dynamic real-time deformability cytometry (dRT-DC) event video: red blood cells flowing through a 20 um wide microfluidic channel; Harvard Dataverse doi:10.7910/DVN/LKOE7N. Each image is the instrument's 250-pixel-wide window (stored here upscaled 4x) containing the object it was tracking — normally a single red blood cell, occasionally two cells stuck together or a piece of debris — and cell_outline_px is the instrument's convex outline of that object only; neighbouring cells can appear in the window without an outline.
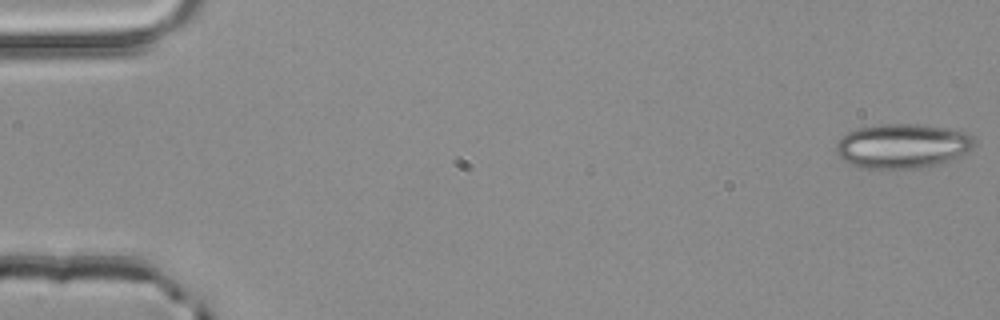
{"species": "common noctule bat (a hibernating species)", "species_latin": "Nyctalus noctula", "temperature_condition": "room temperature", "stored_images_in_passage": 17, "camera_frame_rate_fps": 3000, "um_per_image_px": 0.085, "animal": {"sex": "male", "body_mass_g": 20.4}, "frame": {"image": 1, "passage_image": 1, "time_ms": 0.0, "image_size_px": [1000, 320], "cell_outline_px": [[976, 140], [972, 148], [956, 156], [936, 164], [920, 168], [860, 168], [848, 164], [836, 152], [836, 144], [840, 136], [856, 128], [880, 124], [924, 124], [968, 132]], "centroid_in_image_um": [76.66, 12.39], "position_along_channel_um": 8.3, "area_um2": 35.84}}